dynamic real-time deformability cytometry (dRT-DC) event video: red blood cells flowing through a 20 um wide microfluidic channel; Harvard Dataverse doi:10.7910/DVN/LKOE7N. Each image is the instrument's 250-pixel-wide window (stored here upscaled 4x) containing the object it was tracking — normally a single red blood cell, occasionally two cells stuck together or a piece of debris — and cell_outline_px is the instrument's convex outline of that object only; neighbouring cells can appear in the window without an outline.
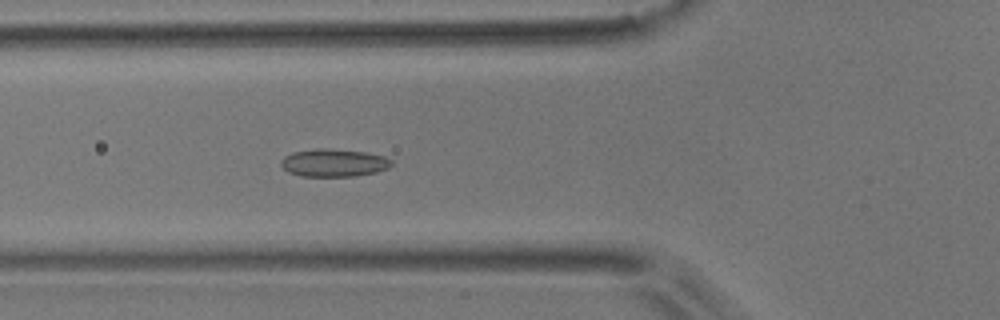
{"species": "common noctule bat (a hibernating species)", "species_latin": "Nyctalus noctula", "temperature_condition": "room temperature", "stored_images_in_passage": 6, "camera_frame_rate_fps": 3000, "um_per_image_px": 0.085, "animal": {"sex": "male", "body_mass_g": 17.9}, "frame": {"image": 1, "passage_image": 6, "time_ms": 1.667, "image_size_px": [1000, 320], "cell_outline_px": [[392, 164], [388, 168], [376, 172], [356, 176], [300, 176], [288, 172], [280, 164], [280, 160], [284, 156], [292, 152], [316, 148], [328, 148], [368, 152], [384, 156], [392, 160]], "centroid_in_image_um": [28.36, 13.83], "position_along_channel_um": 97.4, "area_um2": 18.09}}